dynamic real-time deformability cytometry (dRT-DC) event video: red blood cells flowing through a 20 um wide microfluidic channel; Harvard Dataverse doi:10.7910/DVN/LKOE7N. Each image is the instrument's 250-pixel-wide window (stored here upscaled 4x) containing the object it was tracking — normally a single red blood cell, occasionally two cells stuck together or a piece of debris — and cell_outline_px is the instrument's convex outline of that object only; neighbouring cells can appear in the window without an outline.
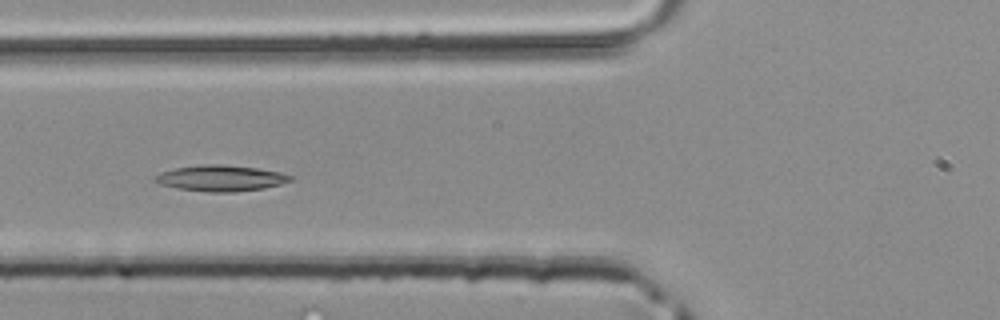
{"species": "common noctule bat (a hibernating species)", "species_latin": "Nyctalus noctula", "temperature_condition": "room temperature", "stored_images_in_passage": 36, "camera_frame_rate_fps": 3000, "um_per_image_px": 0.085, "animal": {"sex": "male", "body_mass_g": 20.4}, "frame": {"image": 1, "passage_image": 9, "time_ms": 2.667, "image_size_px": [1000, 320], "cell_outline_px": [[292, 180], [280, 184], [264, 188], [236, 192], [208, 192], [176, 188], [160, 184], [152, 180], [160, 172], [172, 168], [200, 164], [220, 164], [256, 168], [280, 172], [292, 176]], "centroid_in_image_um": [18.72, 15.14], "position_along_channel_um": 107.1, "area_um2": 20.58}}
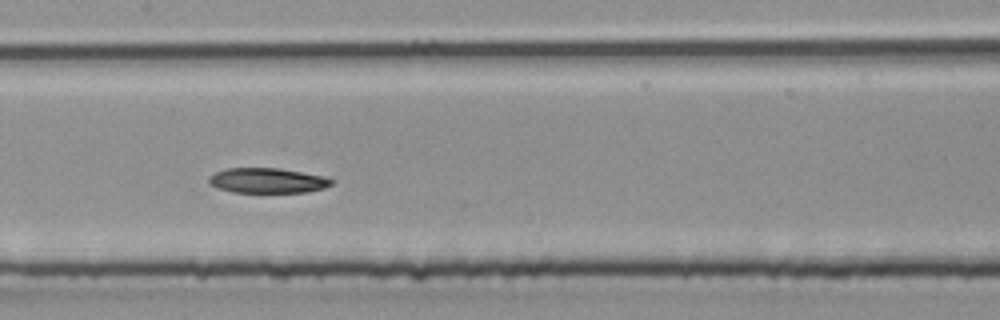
{"frame": {"image": 2, "passage_image": 14, "time_ms": 4.333, "image_size_px": [1000, 320], "cell_outline_px": [[336, 180], [332, 184], [324, 188], [308, 192], [232, 192], [216, 188], [208, 184], [208, 176], [224, 168], [280, 168], [324, 176]], "centroid_in_image_um": [22.71, 15.34], "position_along_channel_um": 184.7, "area_um2": 18.15}}
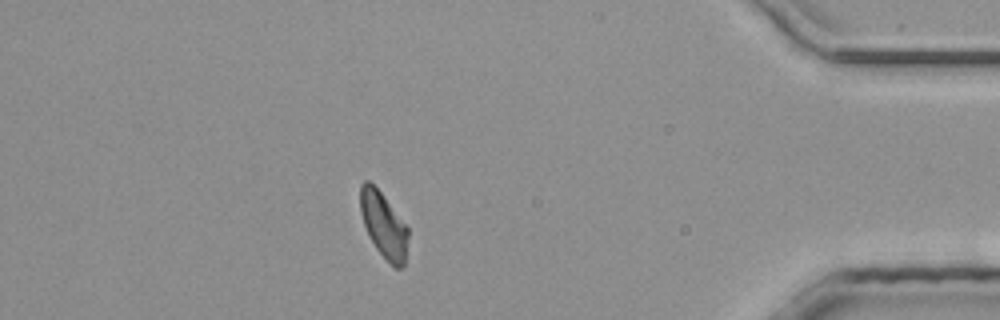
{"frame": {"image": 3, "passage_image": 31, "time_ms": 10.0, "image_size_px": [1000, 320], "cell_outline_px": [[408, 236], [404, 264], [400, 268], [396, 268], [376, 248], [364, 224], [360, 212], [360, 184], [364, 180], [368, 180], [380, 192], [408, 228]], "centroid_in_image_um": [32.59, 19.1], "position_along_channel_um": 402.6, "area_um2": 17.63}}